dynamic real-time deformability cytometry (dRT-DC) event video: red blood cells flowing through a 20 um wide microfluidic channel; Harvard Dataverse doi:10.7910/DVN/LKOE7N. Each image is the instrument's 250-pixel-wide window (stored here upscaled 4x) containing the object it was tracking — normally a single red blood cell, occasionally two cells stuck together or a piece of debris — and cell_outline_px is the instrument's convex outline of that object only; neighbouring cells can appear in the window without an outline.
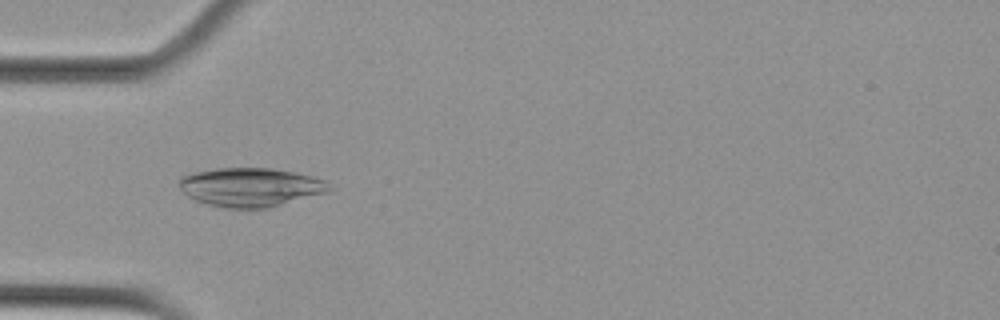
{"species": "Egyptian fruit bat (a non-hibernating species)", "species_latin": "Rousettus aegyptiacus", "temperature_condition": "cold", "stored_images_in_passage": 36, "camera_frame_rate_fps": 3000, "um_per_image_px": 0.085, "animal": {"sex": "female"}, "frame": {"image": 1, "passage_image": 3, "time_ms": 0.667, "image_size_px": [1000, 320], "cell_outline_px": [[332, 188], [328, 192], [264, 208], [224, 208], [208, 204], [196, 200], [188, 196], [180, 188], [180, 176], [192, 172], [216, 168], [272, 168], [296, 172], [312, 176], [324, 180]], "centroid_in_image_um": [21.27, 15.89], "position_along_channel_um": 63.7, "area_um2": 33.76}}
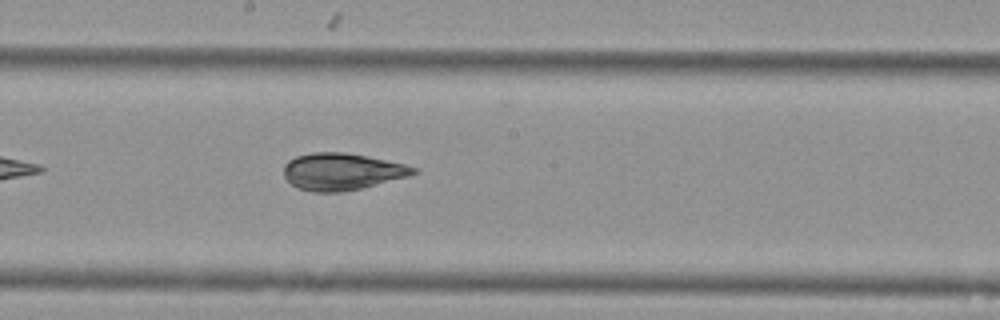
{"frame": {"image": 2, "passage_image": 16, "time_ms": 5.0, "image_size_px": [1000, 320], "cell_outline_px": [[420, 172], [412, 176], [360, 188], [340, 192], [312, 192], [296, 188], [284, 176], [284, 164], [288, 160], [296, 156], [312, 152], [344, 152], [368, 156], [404, 164], [416, 168]], "centroid_in_image_um": [29.07, 14.58], "position_along_channel_um": 219.1, "area_um2": 28.09}}
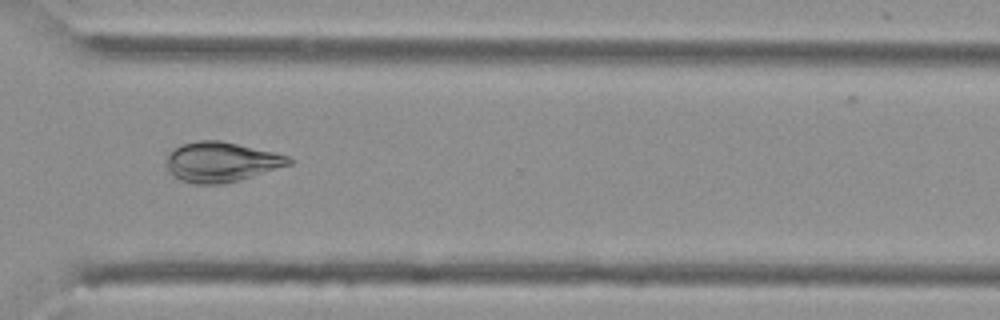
{"frame": {"image": 3, "passage_image": 27, "time_ms": 8.667, "image_size_px": [1000, 320], "cell_outline_px": [[296, 160], [292, 164], [240, 180], [224, 184], [196, 184], [180, 180], [172, 176], [168, 172], [168, 152], [180, 144], [200, 140], [220, 140], [272, 152], [288, 156]], "centroid_in_image_um": [18.8, 13.77], "position_along_channel_um": 351.8, "area_um2": 28.55}, "authors_computed_cell_mechanics": {"area_um2": 28.6688, "velocity_mm_per_s": 3.6121, "shape_relaxation_time_tau1_ms": null, "shape_relaxation_time_tau2_ms": 2.6335, "deformation_change_tau1": null, "deformation_change_tau2": 0.0303}}